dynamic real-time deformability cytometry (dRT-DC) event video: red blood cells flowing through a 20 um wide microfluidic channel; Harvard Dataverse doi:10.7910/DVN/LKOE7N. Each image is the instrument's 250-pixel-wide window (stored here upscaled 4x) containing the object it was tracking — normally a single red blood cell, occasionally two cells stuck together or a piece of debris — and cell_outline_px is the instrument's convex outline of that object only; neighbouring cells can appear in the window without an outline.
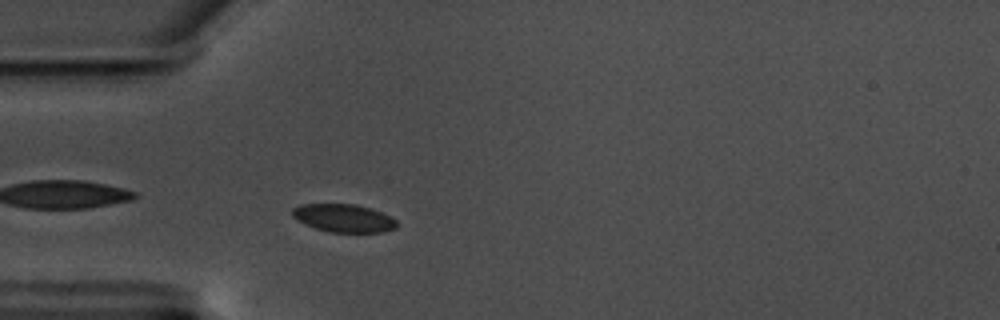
{"species": "common noctule bat (a hibernating species)", "species_latin": "Nyctalus noctula", "temperature_condition": "warm", "stored_images_in_passage": 45, "camera_frame_rate_fps": 3000, "um_per_image_px": 0.085, "animal": {"sex": "male", "body_mass_g": 17.5, "forearm_length_mm": 52.3}, "frame": {"image": 1, "passage_image": 3, "time_ms": 0.667, "image_size_px": [1000, 320], "cell_outline_px": [[400, 224], [396, 228], [384, 232], [328, 232], [304, 224], [292, 216], [292, 208], [300, 204], [356, 204], [380, 212], [396, 220]], "centroid_in_image_um": [29.2, 18.54], "position_along_channel_um": 55.8, "area_um2": 17.05}}
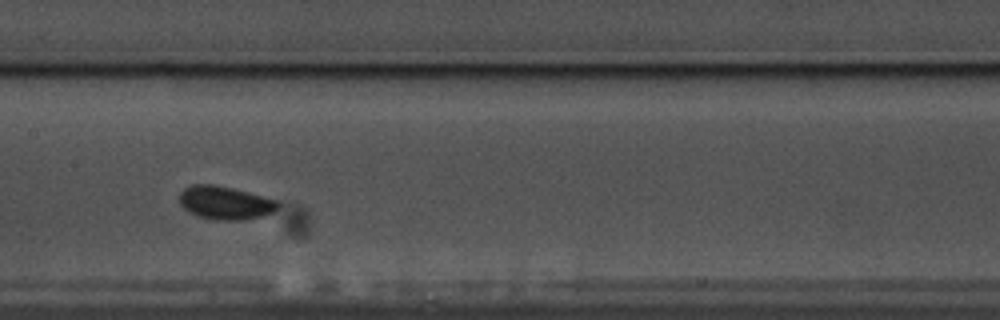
{"frame": {"image": 2, "passage_image": 15, "time_ms": 4.667, "image_size_px": [1000, 320], "cell_outline_px": [[280, 204], [272, 212], [264, 216], [244, 220], [216, 220], [200, 216], [188, 212], [180, 204], [180, 192], [184, 188], [192, 184], [212, 184], [232, 188], [248, 192], [276, 200]], "centroid_in_image_um": [19.12, 17.24], "position_along_channel_um": 188.3, "area_um2": 19.02}}
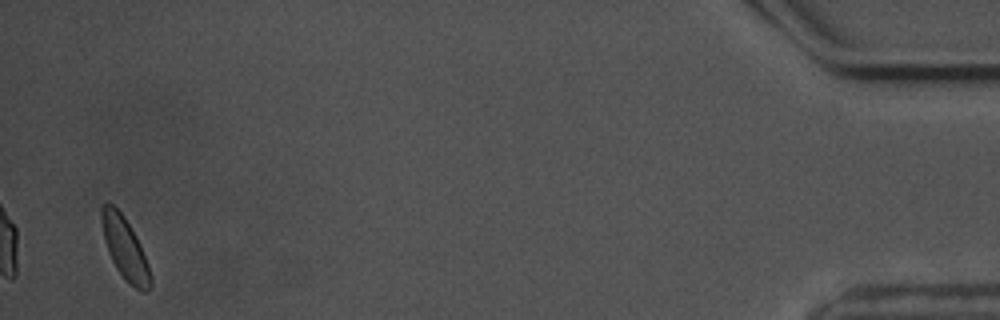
{"frame": {"image": 3, "passage_image": 43, "time_ms": 14.0, "image_size_px": [1000, 320], "cell_outline_px": [[152, 288], [148, 292], [144, 292], [136, 288], [116, 268], [108, 252], [104, 240], [100, 220], [100, 208], [108, 200], [124, 216], [136, 236], [140, 244], [148, 264], [152, 276]], "centroid_in_image_um": [10.61, 21.08], "position_along_channel_um": 424.6, "area_um2": 17.69}}